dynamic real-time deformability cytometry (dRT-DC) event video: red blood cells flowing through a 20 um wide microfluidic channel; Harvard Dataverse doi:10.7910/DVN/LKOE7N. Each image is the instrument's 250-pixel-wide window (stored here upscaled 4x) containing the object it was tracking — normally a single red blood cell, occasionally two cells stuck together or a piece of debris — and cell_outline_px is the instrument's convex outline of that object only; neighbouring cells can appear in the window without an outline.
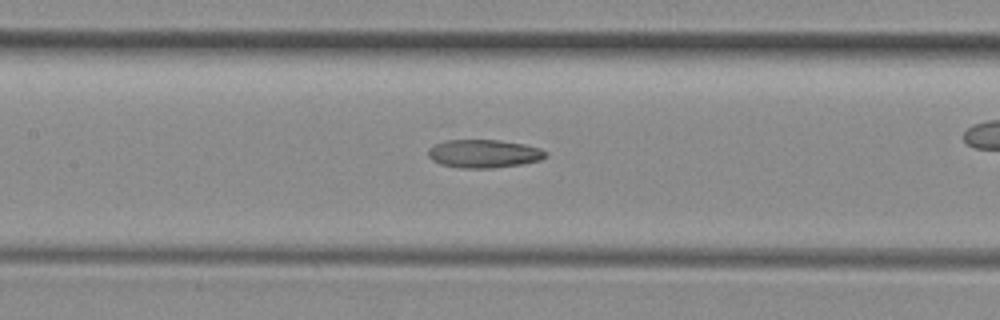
{"species": "common noctule bat (a hibernating species)", "species_latin": "Nyctalus noctula", "temperature_condition": "room temperature", "stored_images_in_passage": 38, "camera_frame_rate_fps": 3000, "um_per_image_px": 0.085, "animal": {"sex": "female", "body_mass_g": 29.2, "forearm_length_mm": 56.3}, "frame": {"image": 1, "passage_image": 22, "time_ms": 7.0, "image_size_px": [1000, 320], "cell_outline_px": [[548, 156], [540, 160], [520, 164], [492, 168], [460, 168], [440, 164], [432, 160], [428, 156], [428, 148], [436, 144], [448, 140], [500, 140], [524, 144], [540, 148], [548, 152]], "centroid_in_image_um": [41.14, 13.06], "position_along_channel_um": 166.3, "area_um2": 19.36}}